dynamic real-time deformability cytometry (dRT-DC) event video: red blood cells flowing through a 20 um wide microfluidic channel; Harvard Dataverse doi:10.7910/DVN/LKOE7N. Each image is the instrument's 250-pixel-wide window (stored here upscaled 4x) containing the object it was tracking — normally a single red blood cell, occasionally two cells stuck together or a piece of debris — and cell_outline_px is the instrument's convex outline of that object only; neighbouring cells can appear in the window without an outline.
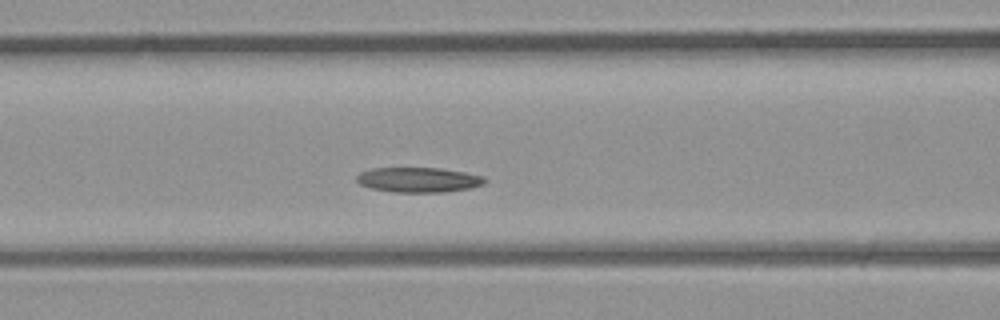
{"species": "common noctule bat (a hibernating species)", "species_latin": "Nyctalus noctula", "temperature_condition": "room temperature", "stored_images_in_passage": 36, "camera_frame_rate_fps": 3000, "um_per_image_px": 0.085, "animal": {"sex": "male", "body_mass_g": 23.1, "forearm_length_mm": 52.7}, "frame": {"image": 1, "passage_image": 12, "time_ms": 3.667, "image_size_px": [1000, 320], "cell_outline_px": [[488, 180], [484, 184], [468, 188], [444, 192], [392, 192], [372, 188], [360, 184], [356, 180], [356, 176], [360, 172], [372, 168], [440, 168], [464, 172], [484, 176]], "centroid_in_image_um": [35.58, 15.28], "position_along_channel_um": 131.0, "area_um2": 18.61}}
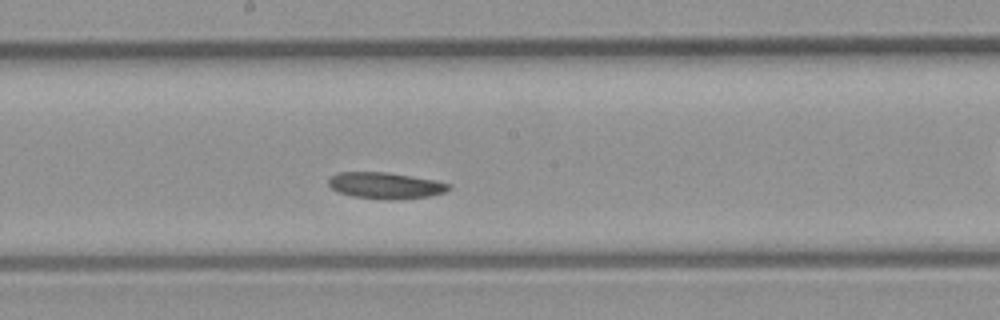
{"frame": {"image": 2, "passage_image": 17, "time_ms": 5.333, "image_size_px": [1000, 320], "cell_outline_px": [[452, 188], [444, 192], [428, 196], [396, 200], [388, 200], [352, 196], [336, 192], [328, 184], [328, 180], [336, 172], [388, 172], [436, 180], [452, 184]], "centroid_in_image_um": [32.77, 15.77], "position_along_channel_um": 215.4, "area_um2": 18.67}}
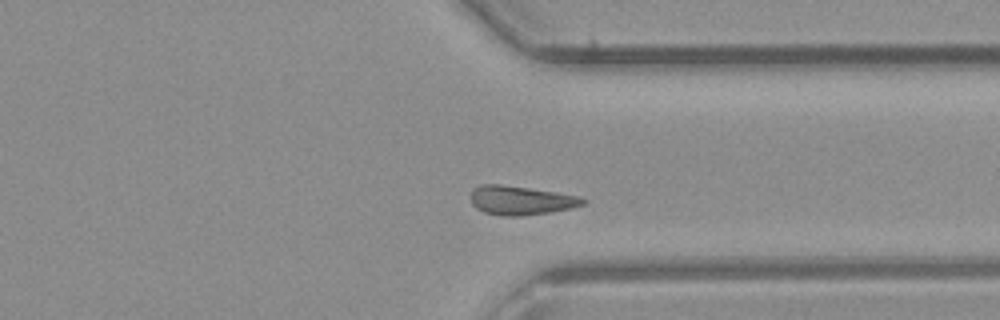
{"frame": {"image": 3, "passage_image": 26, "time_ms": 8.333, "image_size_px": [1000, 320], "cell_outline_px": [[584, 204], [572, 208], [548, 212], [520, 216], [504, 216], [484, 212], [476, 208], [472, 204], [468, 196], [472, 188], [480, 184], [500, 184], [528, 188], [580, 196], [584, 200]], "centroid_in_image_um": [44.18, 17.02], "position_along_channel_um": 367.2, "area_um2": 18.96}}